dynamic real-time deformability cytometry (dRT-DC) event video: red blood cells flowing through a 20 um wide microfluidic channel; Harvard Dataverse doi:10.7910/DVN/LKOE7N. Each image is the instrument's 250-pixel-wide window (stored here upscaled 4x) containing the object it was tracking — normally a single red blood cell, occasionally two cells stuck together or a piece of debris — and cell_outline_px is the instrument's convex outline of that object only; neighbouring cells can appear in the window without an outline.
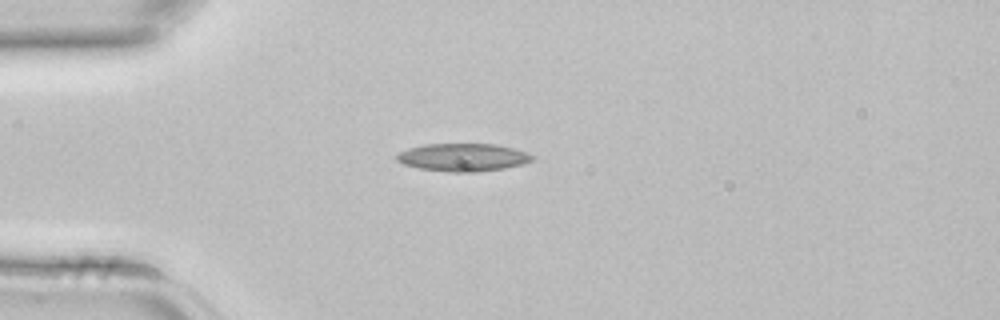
{"species": "common noctule bat (a hibernating species)", "species_latin": "Nyctalus noctula", "temperature_condition": "room temperature", "stored_images_in_passage": 1, "camera_frame_rate_fps": 3000, "um_per_image_px": 0.085, "animal": {"sex": "female", "body_mass_g": 22.7, "forearm_length_mm": 54.2}, "frame": {"image": 1, "passage_image": 1, "time_ms": 0.0, "image_size_px": [1000, 320], "cell_outline_px": [[536, 156], [532, 160], [520, 164], [504, 168], [476, 172], [448, 172], [420, 168], [404, 164], [396, 160], [396, 156], [400, 152], [408, 148], [424, 144], [496, 144], [512, 148]], "centroid_in_image_um": [39.33, 13.37], "position_along_channel_um": 45.7, "area_um2": 21.79}}